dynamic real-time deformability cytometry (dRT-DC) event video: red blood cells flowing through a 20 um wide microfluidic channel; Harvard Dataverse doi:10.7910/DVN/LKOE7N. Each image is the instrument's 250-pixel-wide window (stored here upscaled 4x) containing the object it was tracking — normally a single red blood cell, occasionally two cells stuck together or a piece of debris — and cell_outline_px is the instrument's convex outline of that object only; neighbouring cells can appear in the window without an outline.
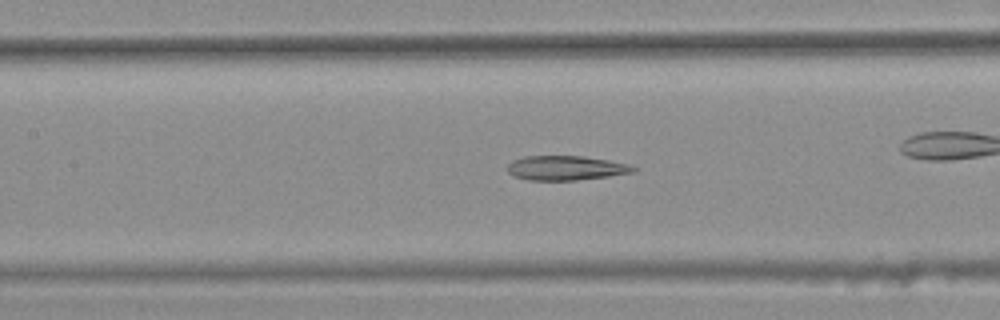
{"species": "common noctule bat (a hibernating species)", "species_latin": "Nyctalus noctula", "temperature_condition": "warm", "stored_images_in_passage": 41, "camera_frame_rate_fps": 3000, "um_per_image_px": 0.085, "animal": {"sex": "female", "body_mass_g": 25.1}, "frame": {"image": 1, "passage_image": 18, "time_ms": 5.667, "image_size_px": [1000, 320], "cell_outline_px": [[640, 168], [636, 172], [608, 176], [576, 180], [528, 180], [512, 176], [508, 172], [508, 164], [512, 160], [524, 156], [584, 156], [632, 164]], "centroid_in_image_um": [48.14, 14.27], "position_along_channel_um": 159.3, "area_um2": 18.21}}